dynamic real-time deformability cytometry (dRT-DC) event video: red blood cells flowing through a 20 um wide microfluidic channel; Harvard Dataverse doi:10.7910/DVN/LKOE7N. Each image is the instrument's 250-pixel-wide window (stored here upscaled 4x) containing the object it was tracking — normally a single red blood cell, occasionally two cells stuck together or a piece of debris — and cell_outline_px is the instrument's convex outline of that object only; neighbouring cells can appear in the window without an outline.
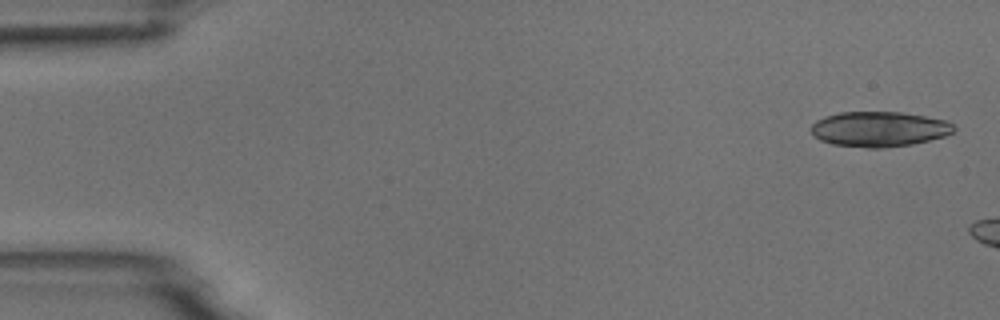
{"species": "common noctule bat (a hibernating species)", "species_latin": "Nyctalus noctula", "temperature_condition": "room temperature", "stored_images_in_passage": 3, "camera_frame_rate_fps": 3000, "um_per_image_px": 0.085, "animal": {"sex": "male", "body_mass_g": 18.8}, "frame": {"image": 1, "passage_image": 1, "time_ms": 0.0, "image_size_px": [1000, 320], "cell_outline_px": [[956, 128], [952, 132], [944, 136], [912, 144], [880, 148], [868, 148], [832, 144], [820, 140], [812, 132], [812, 124], [816, 120], [824, 116], [840, 112], [900, 112], [948, 120]], "centroid_in_image_um": [74.72, 10.97], "position_along_channel_um": 10.3, "area_um2": 29.13}}